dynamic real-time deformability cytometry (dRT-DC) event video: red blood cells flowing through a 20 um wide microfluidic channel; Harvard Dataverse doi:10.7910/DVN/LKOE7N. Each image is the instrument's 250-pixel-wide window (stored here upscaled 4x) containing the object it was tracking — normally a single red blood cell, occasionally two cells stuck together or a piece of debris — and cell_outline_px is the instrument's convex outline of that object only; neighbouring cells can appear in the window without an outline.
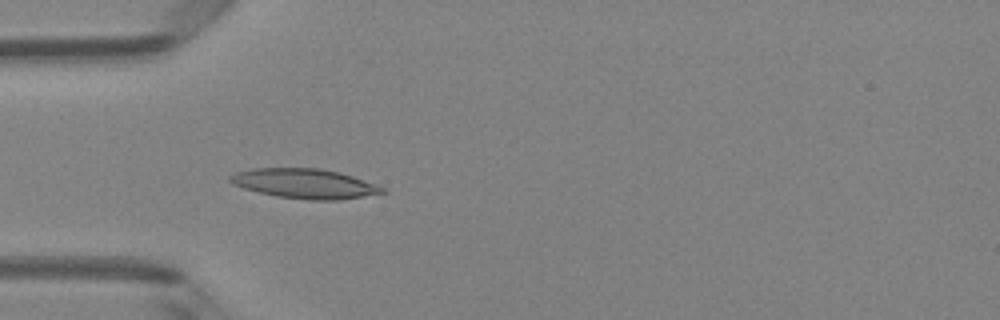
{"species": "Egyptian fruit bat (a non-hibernating species)", "species_latin": "Rousettus aegyptiacus", "temperature_condition": "room temperature", "stored_images_in_passage": 4, "camera_frame_rate_fps": 3000, "um_per_image_px": 0.085, "animal": {"sex": "female"}, "frame": {"image": 1, "passage_image": 4, "time_ms": 1.0, "image_size_px": [1000, 320], "cell_outline_px": [[388, 192], [340, 200], [308, 200], [276, 196], [244, 188], [232, 184], [228, 180], [228, 176], [236, 172], [252, 168], [320, 168], [340, 172], [376, 184], [384, 188]], "centroid_in_image_um": [25.89, 15.6], "position_along_channel_um": 59.1, "area_um2": 26.41}}